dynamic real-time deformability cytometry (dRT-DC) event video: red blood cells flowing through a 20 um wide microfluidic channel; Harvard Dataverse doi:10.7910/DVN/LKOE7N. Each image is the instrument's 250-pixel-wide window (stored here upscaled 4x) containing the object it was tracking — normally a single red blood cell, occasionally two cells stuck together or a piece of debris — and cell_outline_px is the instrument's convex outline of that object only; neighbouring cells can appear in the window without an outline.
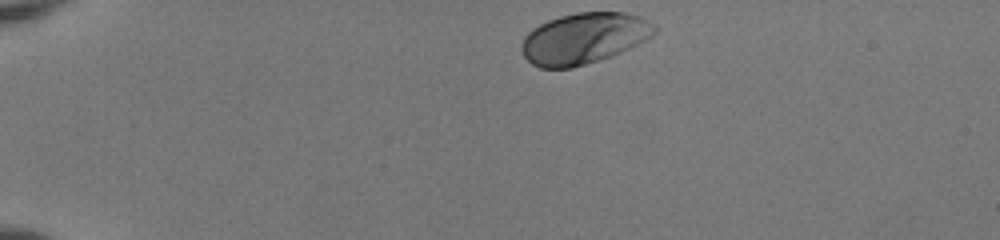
{"species": "human", "species_latin": "Homo sapiens", "temperature_condition": "room temperature", "stored_images_in_passage": 38, "camera_frame_rate_fps": 3000, "um_per_image_px": 0.085, "donor": {"sex": "female"}, "frame": {"image": 1, "passage_image": 1, "time_ms": 0.0, "image_size_px": [1000, 240], "cell_outline_px": [[660, 28], [652, 36], [612, 56], [572, 68], [540, 68], [532, 64], [524, 56], [520, 48], [520, 44], [524, 36], [532, 28], [548, 20], [560, 16], [576, 12], [624, 12], [640, 16], [648, 20]], "centroid_in_image_um": [49.62, 3.25], "position_along_channel_um": 35.4, "area_um2": 39.71}}
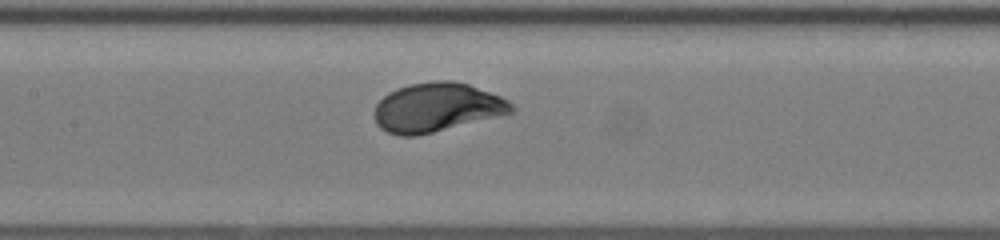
{"frame": {"image": 2, "passage_image": 17, "time_ms": 5.333, "image_size_px": [1000, 240], "cell_outline_px": [[516, 108], [512, 112], [416, 136], [400, 136], [388, 132], [380, 128], [376, 124], [376, 104], [388, 92], [396, 88], [412, 84], [432, 80], [452, 80], [468, 84], [500, 96], [508, 100]], "centroid_in_image_um": [37.11, 9.11], "position_along_channel_um": 170.3, "area_um2": 38.67}}
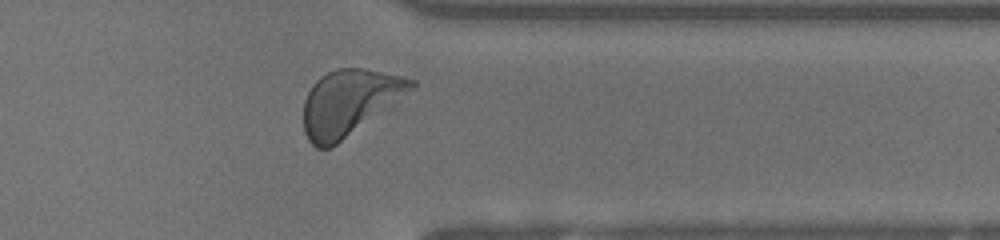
{"frame": {"image": 3, "passage_image": 33, "time_ms": 10.667, "image_size_px": [1000, 240], "cell_outline_px": [[416, 88], [332, 148], [316, 148], [308, 140], [304, 132], [304, 100], [312, 84], [320, 76], [336, 68], [364, 68], [404, 76], [416, 80]], "centroid_in_image_um": [29.7, 8.7], "position_along_channel_um": 381.7, "area_um2": 41.38}, "authors_computed_cell_mechanics": {"area_um2": 39.3329, "velocity_mm_per_s": 3.9915, "shape_relaxation_time_tau1_ms": 1.509, "shape_relaxation_time_tau2_ms": null, "deformation_change_tau1": 0.1336, "deformation_change_tau2": null}}